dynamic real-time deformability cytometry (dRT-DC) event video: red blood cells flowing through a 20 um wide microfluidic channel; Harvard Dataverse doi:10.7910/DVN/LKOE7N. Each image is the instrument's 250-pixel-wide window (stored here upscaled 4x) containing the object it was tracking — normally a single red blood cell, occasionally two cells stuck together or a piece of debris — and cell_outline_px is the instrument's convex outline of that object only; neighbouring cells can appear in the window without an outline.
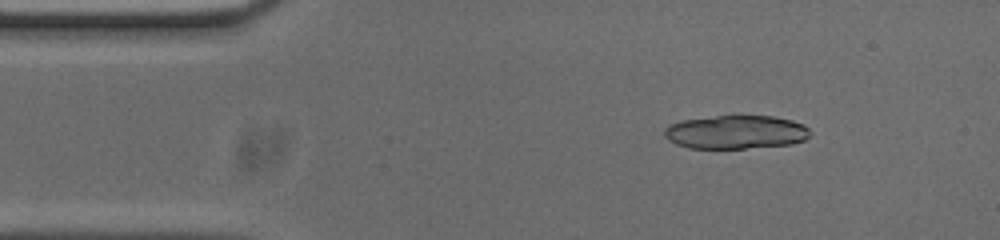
{"species": "common noctule bat (a hibernating species)", "species_latin": "Nyctalus noctula", "temperature_condition": "cold", "stored_images_in_passage": 29, "segment_of_instrument_passage": [1, 2], "camera_frame_rate_fps": 3000, "um_per_image_px": 0.085, "animal": {"sex": "male", "body_mass_g": 20.0, "forearm_length_mm": 53.3}, "frame": {"image": 1, "passage_image": 6, "time_ms": 1.667, "image_size_px": [1000, 240], "cell_outline_px": [[812, 132], [804, 140], [792, 144], [744, 148], [688, 148], [676, 144], [668, 140], [664, 136], [664, 128], [672, 124], [684, 120], [716, 116], [772, 116], [792, 120], [804, 124]], "centroid_in_image_um": [62.57, 11.23], "position_along_channel_um": 22.4, "area_um2": 28.44}}